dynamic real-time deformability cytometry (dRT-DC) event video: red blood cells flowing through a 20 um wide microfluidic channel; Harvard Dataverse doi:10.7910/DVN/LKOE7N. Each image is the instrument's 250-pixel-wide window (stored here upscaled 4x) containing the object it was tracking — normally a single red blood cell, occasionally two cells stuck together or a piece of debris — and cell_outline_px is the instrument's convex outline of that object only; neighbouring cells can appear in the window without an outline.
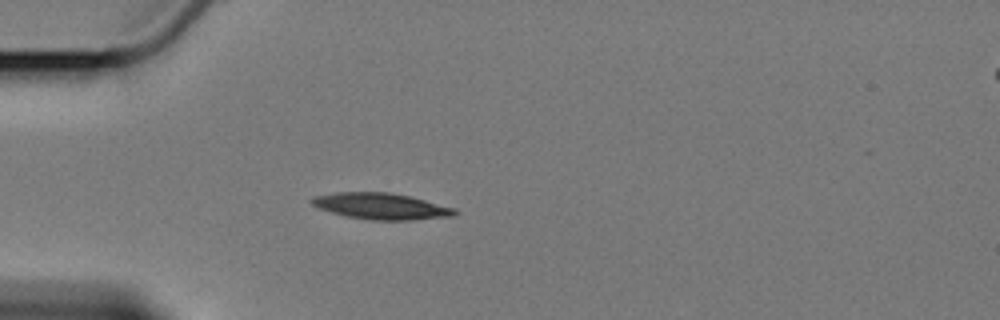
{"species": "Egyptian fruit bat (a non-hibernating species)", "species_latin": "Rousettus aegyptiacus", "temperature_condition": "cold", "stored_images_in_passage": 5, "camera_frame_rate_fps": 3000, "um_per_image_px": 0.085, "animal": {"sex": "female"}, "frame": {"image": 1, "passage_image": 4, "time_ms": 3.667, "image_size_px": [1000, 320], "cell_outline_px": [[460, 212], [452, 216], [408, 220], [368, 220], [348, 216], [332, 212], [320, 208], [312, 204], [312, 196], [336, 192], [388, 192], [408, 196], [456, 208]], "centroid_in_image_um": [32.41, 17.52], "position_along_channel_um": 52.6, "area_um2": 21.68}}